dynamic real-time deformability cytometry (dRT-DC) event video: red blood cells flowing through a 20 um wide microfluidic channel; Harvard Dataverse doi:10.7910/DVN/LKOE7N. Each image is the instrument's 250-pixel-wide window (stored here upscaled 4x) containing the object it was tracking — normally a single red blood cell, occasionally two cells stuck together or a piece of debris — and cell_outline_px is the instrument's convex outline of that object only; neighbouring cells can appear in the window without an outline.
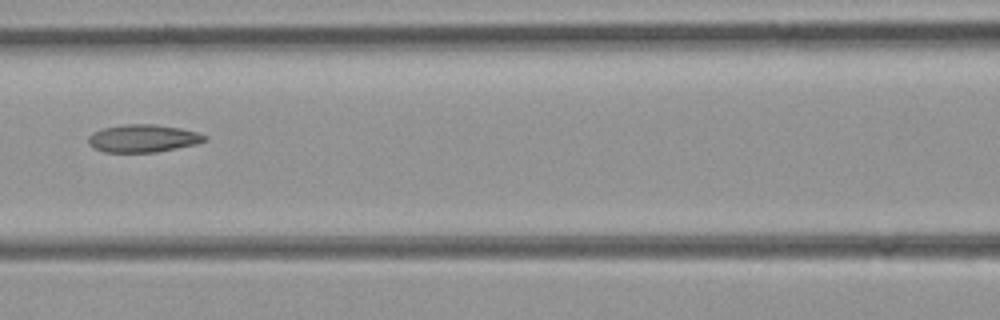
{"species": "common noctule bat (a hibernating species)", "species_latin": "Nyctalus noctula", "temperature_condition": "room temperature", "stored_images_in_passage": 7, "camera_frame_rate_fps": 3000, "um_per_image_px": 0.085, "animal": {"sex": "female", "body_mass_g": 21.9}, "frame": {"image": 1, "passage_image": 7, "time_ms": 2.0, "image_size_px": [1000, 320], "cell_outline_px": [[208, 140], [196, 144], [156, 152], [104, 152], [88, 144], [88, 136], [92, 132], [104, 128], [128, 124], [152, 124], [180, 128], [196, 132], [208, 136]], "centroid_in_image_um": [12.17, 11.76], "position_along_channel_um": 154.4, "area_um2": 18.67}}